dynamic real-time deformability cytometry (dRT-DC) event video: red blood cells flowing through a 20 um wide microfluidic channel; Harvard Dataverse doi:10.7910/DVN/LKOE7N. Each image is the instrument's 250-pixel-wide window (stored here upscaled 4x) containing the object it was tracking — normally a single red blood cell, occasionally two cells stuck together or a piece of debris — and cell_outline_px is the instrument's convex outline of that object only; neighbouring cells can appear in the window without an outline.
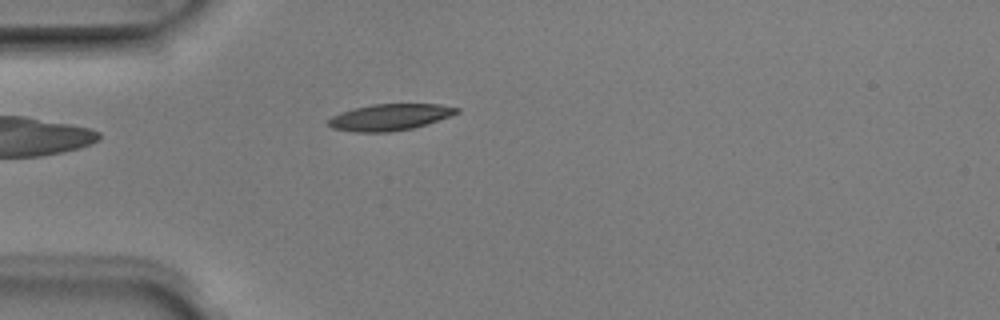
{"species": "Egyptian fruit bat (a non-hibernating species)", "species_latin": "Rousettus aegyptiacus", "temperature_condition": "room temperature", "stored_images_in_passage": 4, "camera_frame_rate_fps": 3000, "um_per_image_px": 0.085, "animal": {"sex": "male"}, "frame": {"image": 1, "passage_image": 4, "time_ms": 1.0, "image_size_px": [1000, 320], "cell_outline_px": [[460, 112], [428, 124], [412, 128], [392, 132], [352, 132], [332, 128], [328, 124], [328, 120], [332, 116], [340, 112], [372, 104], [440, 104], [460, 108]], "centroid_in_image_um": [33.14, 9.96], "position_along_channel_um": 51.9, "area_um2": 19.83}}